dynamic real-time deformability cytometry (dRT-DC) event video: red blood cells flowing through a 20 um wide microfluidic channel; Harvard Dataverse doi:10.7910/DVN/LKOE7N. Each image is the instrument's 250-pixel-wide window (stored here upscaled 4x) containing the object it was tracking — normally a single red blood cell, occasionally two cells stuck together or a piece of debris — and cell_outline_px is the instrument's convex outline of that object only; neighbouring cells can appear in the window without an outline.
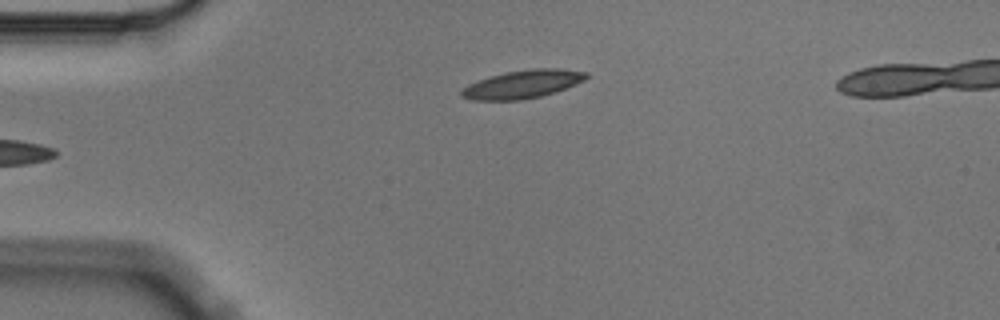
{"species": "Egyptian fruit bat (a non-hibernating species)", "species_latin": "Rousettus aegyptiacus", "temperature_condition": "cold", "stored_images_in_passage": 5, "camera_frame_rate_fps": 3000, "um_per_image_px": 0.085, "animal": {"sex": "male"}, "frame": {"image": 1, "passage_image": 5, "time_ms": 1.333, "image_size_px": [1000, 320], "cell_outline_px": [[588, 76], [584, 80], [576, 84], [556, 92], [540, 96], [520, 100], [472, 100], [460, 96], [460, 88], [468, 84], [504, 72], [532, 68], [560, 68], [588, 72]], "centroid_in_image_um": [44.42, 7.15], "position_along_channel_um": 40.6, "area_um2": 20.58}}